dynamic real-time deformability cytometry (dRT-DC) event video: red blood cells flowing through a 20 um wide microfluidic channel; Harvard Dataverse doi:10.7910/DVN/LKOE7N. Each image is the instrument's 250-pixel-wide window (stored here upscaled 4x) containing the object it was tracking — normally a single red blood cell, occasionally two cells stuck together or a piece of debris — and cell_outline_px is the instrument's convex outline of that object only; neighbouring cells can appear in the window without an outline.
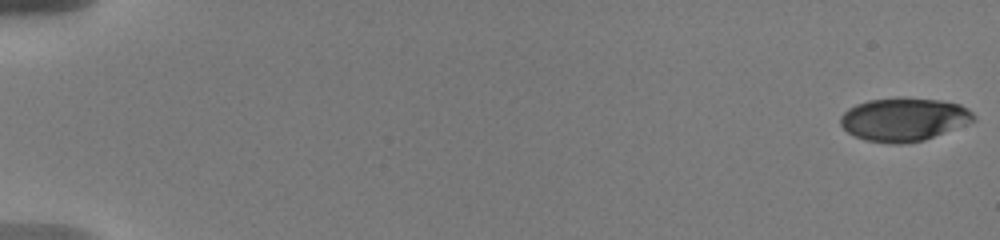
{"species": "human", "species_latin": "Homo sapiens", "temperature_condition": "warm", "stored_images_in_passage": 25, "camera_frame_rate_fps": 3000, "um_per_image_px": 0.085, "donor": {"sex": "male"}, "frame": {"image": 1, "passage_image": 1, "time_ms": 0.0, "image_size_px": [1000, 240], "cell_outline_px": [[976, 120], [924, 140], [908, 144], [888, 144], [864, 140], [848, 132], [840, 124], [840, 116], [848, 108], [856, 104], [868, 100], [900, 96], [940, 100], [960, 104], [968, 108], [976, 116]], "centroid_in_image_um": [76.82, 10.14], "position_along_channel_um": 8.2, "area_um2": 34.04}}
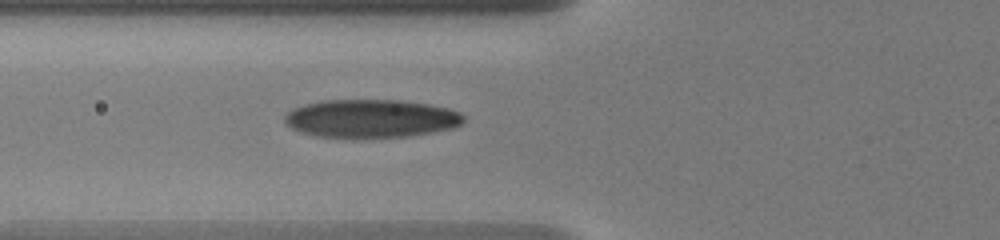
{"frame": {"image": 2, "passage_image": 18, "time_ms": 7.333, "image_size_px": [1000, 240], "cell_outline_px": [[464, 120], [460, 124], [452, 128], [432, 132], [404, 136], [356, 140], [312, 136], [300, 132], [292, 128], [284, 120], [284, 116], [292, 108], [304, 104], [320, 100], [400, 100], [428, 104], [448, 108], [460, 112], [464, 116]], "centroid_in_image_um": [31.48, 10.1], "position_along_channel_um": 94.3, "area_um2": 40.69}}
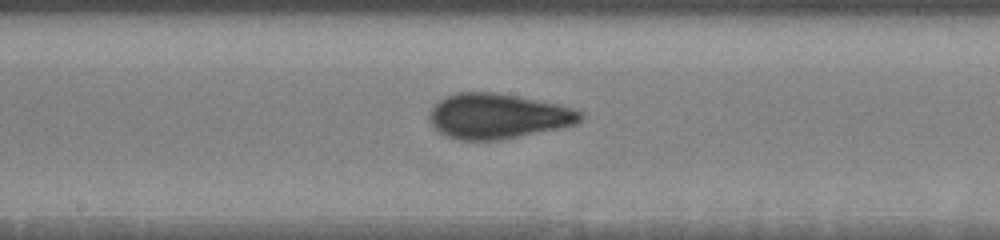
{"frame": {"image": 3, "passage_image": 25, "time_ms": 10.333, "image_size_px": [1000, 240], "cell_outline_px": [[584, 116], [576, 124], [560, 128], [500, 140], [456, 140], [444, 136], [436, 132], [432, 128], [428, 120], [428, 112], [432, 104], [444, 96], [456, 92], [492, 92], [516, 96], [560, 104], [584, 112]], "centroid_in_image_um": [42.23, 9.88], "position_along_channel_um": 206.0, "area_um2": 40.46}}